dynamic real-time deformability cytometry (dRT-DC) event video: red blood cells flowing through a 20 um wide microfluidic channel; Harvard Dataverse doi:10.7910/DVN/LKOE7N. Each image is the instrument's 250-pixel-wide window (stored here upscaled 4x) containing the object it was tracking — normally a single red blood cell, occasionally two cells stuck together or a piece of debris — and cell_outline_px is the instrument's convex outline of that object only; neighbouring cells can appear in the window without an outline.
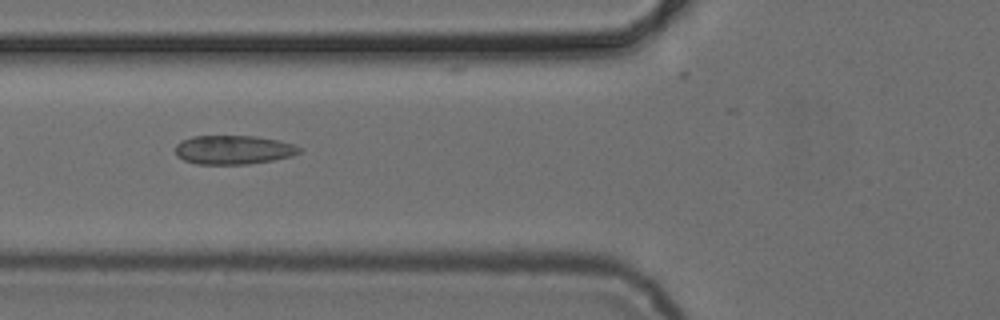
{"species": "common noctule bat (a hibernating species)", "species_latin": "Nyctalus noctula", "temperature_condition": "cold", "stored_images_in_passage": 9, "camera_frame_rate_fps": 3000, "um_per_image_px": 0.085, "animal": {"sex": "female", "body_mass_g": 24.6, "forearm_length_mm": 56.2}, "frame": {"image": 1, "passage_image": 3, "time_ms": 0.667, "image_size_px": [1000, 320], "cell_outline_px": [[304, 148], [300, 152], [292, 156], [272, 160], [248, 164], [196, 164], [184, 160], [176, 156], [176, 144], [180, 140], [192, 136], [256, 136], [280, 140]], "centroid_in_image_um": [19.84, 12.73], "position_along_channel_um": 106.0, "area_um2": 21.1}}
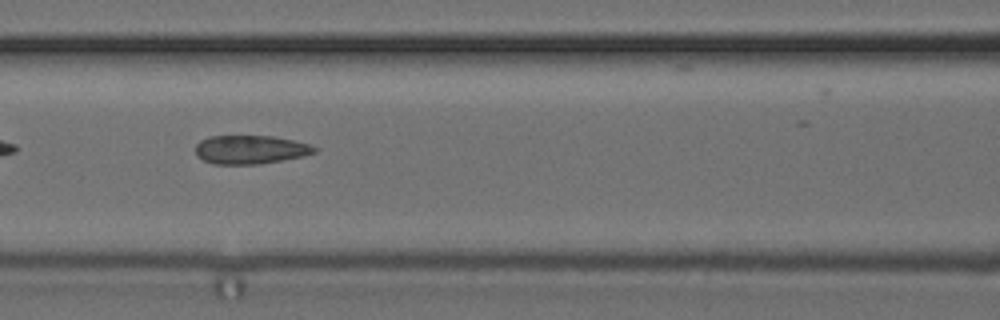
{"frame": {"image": 2, "passage_image": 6, "time_ms": 1.667, "image_size_px": [1000, 320], "cell_outline_px": [[320, 148], [316, 152], [304, 156], [260, 164], [212, 164], [196, 156], [196, 144], [200, 140], [208, 136], [272, 136], [292, 140], [308, 144]], "centroid_in_image_um": [21.28, 12.72], "position_along_channel_um": 145.3, "area_um2": 19.94}}
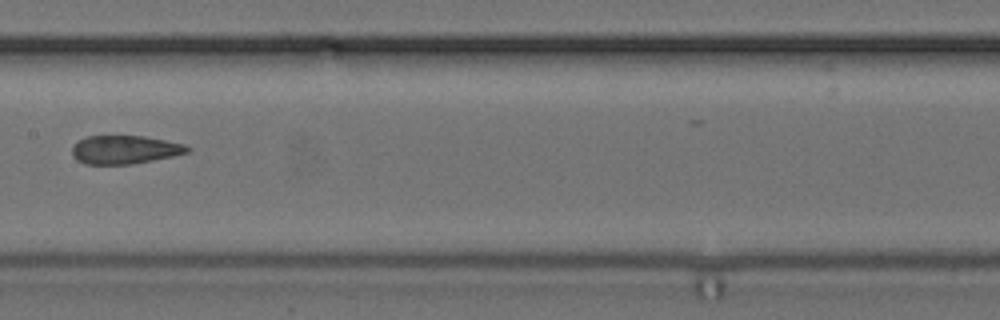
{"frame": {"image": 3, "passage_image": 9, "time_ms": 1669.667, "image_size_px": [1000, 320], "cell_outline_px": [[192, 148], [188, 152], [172, 156], [132, 164], [84, 164], [76, 160], [72, 156], [72, 148], [80, 140], [88, 136], [144, 136], [184, 144]], "centroid_in_image_um": [10.59, 12.73], "position_along_channel_um": 196.8, "area_um2": 18.96}}